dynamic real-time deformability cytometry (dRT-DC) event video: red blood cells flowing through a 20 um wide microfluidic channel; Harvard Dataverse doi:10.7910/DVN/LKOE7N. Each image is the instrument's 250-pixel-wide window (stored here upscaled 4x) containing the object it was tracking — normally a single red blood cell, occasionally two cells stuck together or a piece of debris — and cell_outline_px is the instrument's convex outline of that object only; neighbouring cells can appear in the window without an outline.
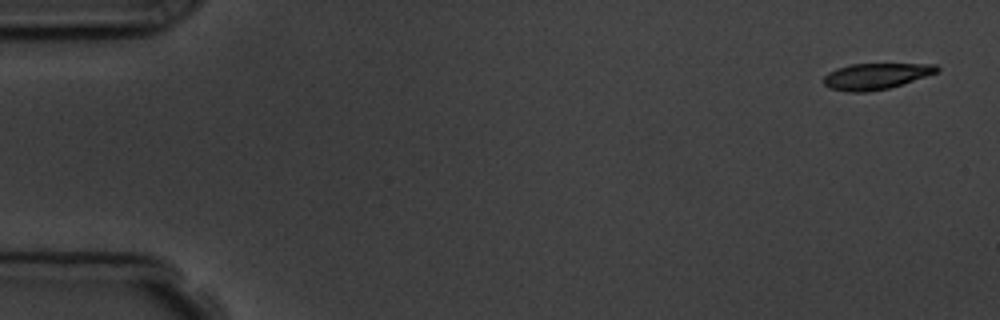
{"species": "common noctule bat (a hibernating species)", "species_latin": "Nyctalus noctula", "temperature_condition": "room temperature", "stored_images_in_passage": 6, "segment_of_instrument_passage": [1, 2], "camera_frame_rate_fps": 3000, "um_per_image_px": 0.085, "animal": {"sex": "male", "body_mass_g": 19.5, "forearm_length_mm": 54.6}, "frame": {"image": 1, "passage_image": 1, "time_ms": 0.0, "image_size_px": [1000, 320], "cell_outline_px": [[940, 68], [936, 72], [888, 88], [868, 92], [848, 92], [828, 88], [824, 84], [824, 76], [828, 72], [836, 68], [852, 64], [936, 64]], "centroid_in_image_um": [74.37, 6.48], "position_along_channel_um": 10.6, "area_um2": 16.99}}